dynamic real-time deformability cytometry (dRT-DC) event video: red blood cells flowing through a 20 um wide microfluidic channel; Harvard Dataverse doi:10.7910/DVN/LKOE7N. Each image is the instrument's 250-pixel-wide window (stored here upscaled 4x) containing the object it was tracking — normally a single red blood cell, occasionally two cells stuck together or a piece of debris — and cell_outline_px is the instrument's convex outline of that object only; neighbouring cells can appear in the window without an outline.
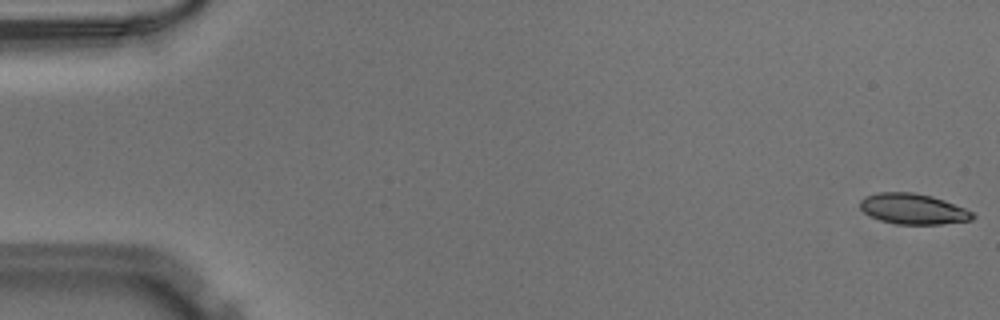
{"species": "Egyptian fruit bat (a non-hibernating species)", "species_latin": "Rousettus aegyptiacus", "temperature_condition": "warm", "stored_images_in_passage": 51, "camera_frame_rate_fps": 3000, "um_per_image_px": 0.085, "animal": {"sex": "male"}, "frame": {"image": 1, "passage_image": 1, "time_ms": 0.0, "image_size_px": [1000, 320], "cell_outline_px": [[976, 216], [972, 220], [940, 224], [896, 224], [880, 220], [864, 212], [860, 208], [860, 200], [864, 196], [880, 192], [912, 192], [932, 196], [944, 200], [964, 208], [972, 212]], "centroid_in_image_um": [77.61, 17.75], "position_along_channel_um": 7.4, "area_um2": 20.0}}
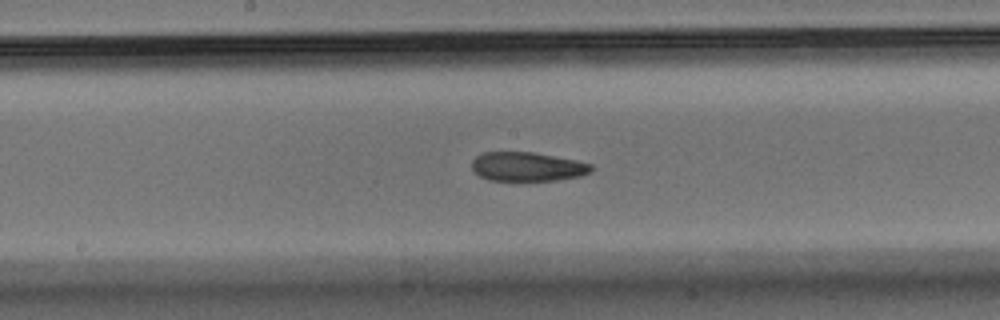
{"frame": {"image": 2, "passage_image": 27, "time_ms": 8.667, "image_size_px": [1000, 320], "cell_outline_px": [[592, 172], [580, 176], [556, 180], [488, 180], [472, 172], [472, 160], [476, 156], [484, 152], [532, 152], [576, 160], [592, 164]], "centroid_in_image_um": [44.8, 14.16], "position_along_channel_um": 203.4, "area_um2": 20.23}}
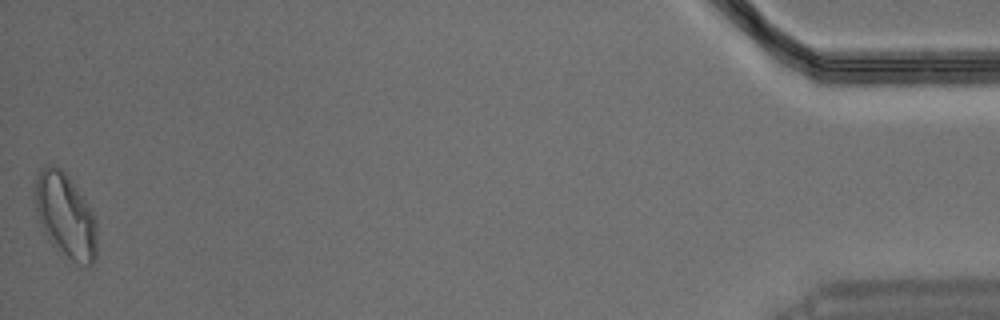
{"frame": {"image": 3, "passage_image": 51, "time_ms": 16.667, "image_size_px": [1000, 320], "cell_outline_px": [[96, 256], [92, 264], [88, 268], [72, 260], [52, 244], [48, 240], [40, 224], [32, 200], [36, 172], [40, 168], [48, 164], [52, 164], [60, 168], [68, 176], [92, 212], [96, 220]], "centroid_in_image_um": [5.51, 18.3], "position_along_channel_um": 429.7, "area_um2": 30.75}}